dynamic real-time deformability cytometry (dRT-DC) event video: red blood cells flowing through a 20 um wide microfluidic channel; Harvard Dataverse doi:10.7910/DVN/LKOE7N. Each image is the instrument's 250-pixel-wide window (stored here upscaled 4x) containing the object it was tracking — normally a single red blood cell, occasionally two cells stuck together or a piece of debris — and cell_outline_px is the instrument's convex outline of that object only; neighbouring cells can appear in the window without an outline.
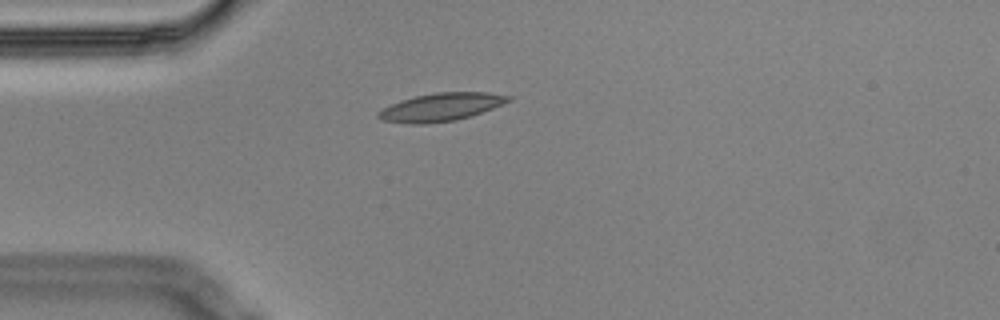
{"species": "Egyptian fruit bat (a non-hibernating species)", "species_latin": "Rousettus aegyptiacus", "temperature_condition": "cold", "stored_images_in_passage": 1, "camera_frame_rate_fps": 3000, "um_per_image_px": 0.085, "animal": {"sex": "male"}, "frame": {"image": 1, "passage_image": 1, "time_ms": 0.0, "image_size_px": [1000, 320], "cell_outline_px": [[512, 100], [492, 108], [456, 120], [424, 124], [412, 124], [384, 120], [376, 116], [376, 112], [400, 100], [416, 96], [436, 92], [488, 92], [512, 96]], "centroid_in_image_um": [37.48, 9.09], "position_along_channel_um": 47.5, "area_um2": 20.98}}